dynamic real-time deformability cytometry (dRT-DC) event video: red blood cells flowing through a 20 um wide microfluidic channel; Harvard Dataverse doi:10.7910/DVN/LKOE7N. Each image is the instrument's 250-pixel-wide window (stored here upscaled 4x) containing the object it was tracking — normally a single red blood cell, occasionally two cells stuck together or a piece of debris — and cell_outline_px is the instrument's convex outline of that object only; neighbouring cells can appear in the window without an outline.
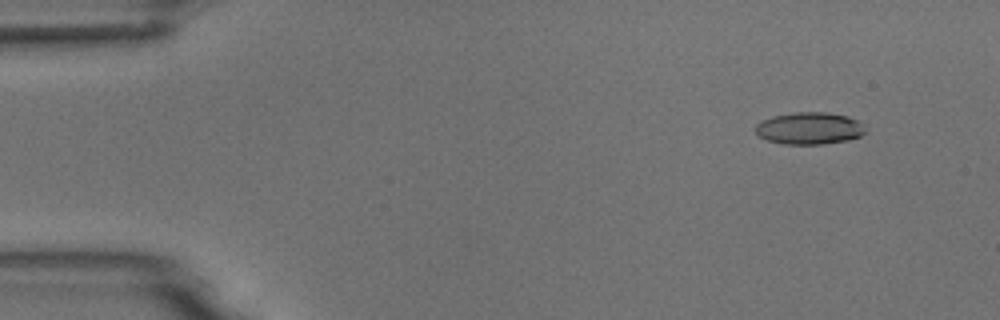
{"species": "common noctule bat (a hibernating species)", "species_latin": "Nyctalus noctula", "temperature_condition": "room temperature", "stored_images_in_passage": 5, "camera_frame_rate_fps": 3000, "um_per_image_px": 0.085, "animal": {"sex": "male", "body_mass_g": 18.8}, "frame": {"image": 1, "passage_image": 2, "time_ms": 1.0, "image_size_px": [1000, 320], "cell_outline_px": [[864, 132], [860, 136], [848, 140], [824, 144], [784, 144], [768, 140], [760, 136], [756, 132], [756, 124], [772, 116], [792, 112], [828, 112], [848, 116], [864, 124]], "centroid_in_image_um": [68.81, 10.9], "position_along_channel_um": 16.2, "area_um2": 20.52}}
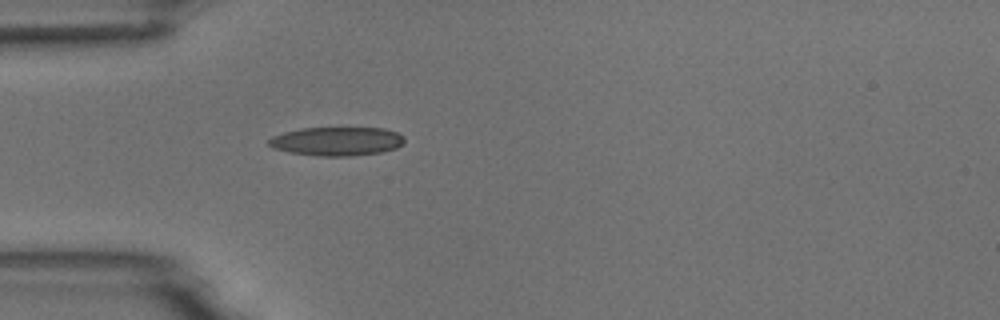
{"frame": {"image": 2, "passage_image": 5, "time_ms": 4.667, "image_size_px": [1000, 320], "cell_outline_px": [[404, 144], [396, 148], [380, 152], [352, 156], [320, 156], [292, 152], [272, 148], [268, 144], [268, 140], [272, 136], [284, 132], [300, 128], [384, 128], [396, 132], [404, 136]], "centroid_in_image_um": [28.64, 12.0], "position_along_channel_um": 56.4, "area_um2": 22.72}}